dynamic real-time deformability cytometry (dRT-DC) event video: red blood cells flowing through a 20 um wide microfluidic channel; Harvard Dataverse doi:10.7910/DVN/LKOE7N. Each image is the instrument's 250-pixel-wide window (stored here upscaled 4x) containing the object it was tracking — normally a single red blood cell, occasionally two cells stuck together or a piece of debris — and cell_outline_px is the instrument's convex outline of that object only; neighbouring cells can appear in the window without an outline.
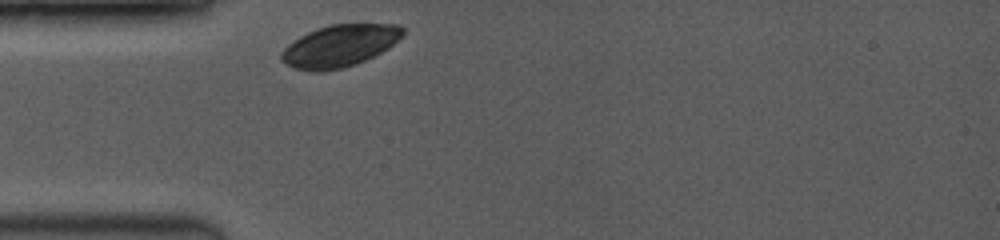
{"species": "common noctule bat (a hibernating species)", "species_latin": "Nyctalus noctula", "temperature_condition": "room temperature", "stored_images_in_passage": 1, "camera_frame_rate_fps": 3500, "um_per_image_px": 0.085, "animal": {"sex": "female", "body_mass_g": 19.0, "forearm_length_mm": 53.3}, "frame": {"image": 1, "passage_image": 1, "time_ms": 0.0, "image_size_px": [1000, 240], "cell_outline_px": [[404, 32], [388, 48], [356, 64], [340, 68], [320, 72], [312, 72], [296, 68], [280, 60], [280, 52], [288, 44], [300, 36], [308, 32], [332, 24], [396, 24], [404, 28]], "centroid_in_image_um": [28.83, 3.9], "position_along_channel_um": 56.2, "area_um2": 29.3}}